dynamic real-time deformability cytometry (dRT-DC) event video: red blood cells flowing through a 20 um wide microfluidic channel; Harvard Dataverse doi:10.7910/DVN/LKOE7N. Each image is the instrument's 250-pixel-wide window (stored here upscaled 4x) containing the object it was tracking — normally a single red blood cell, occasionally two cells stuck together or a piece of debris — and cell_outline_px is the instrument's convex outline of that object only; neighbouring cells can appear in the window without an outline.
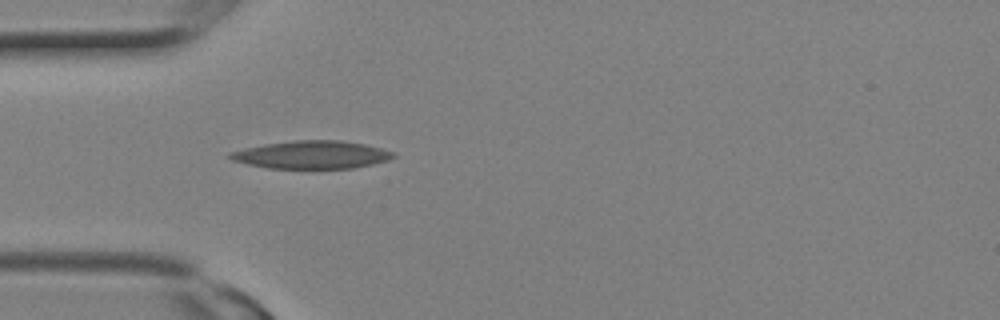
{"species": "Egyptian fruit bat (a non-hibernating species)", "species_latin": "Rousettus aegyptiacus", "temperature_condition": "room temperature", "stored_images_in_passage": 1, "camera_frame_rate_fps": 3000, "um_per_image_px": 0.085, "animal": {"sex": "female"}, "frame": {"image": 1, "passage_image": 1, "time_ms": 0.0, "image_size_px": [1000, 320], "cell_outline_px": [[396, 156], [388, 160], [372, 164], [352, 168], [268, 168], [248, 164], [232, 160], [228, 156], [228, 152], [244, 148], [264, 144], [296, 140], [340, 140], [364, 144], [396, 152]], "centroid_in_image_um": [26.5, 13.15], "position_along_channel_um": 58.5, "area_um2": 26.47}}